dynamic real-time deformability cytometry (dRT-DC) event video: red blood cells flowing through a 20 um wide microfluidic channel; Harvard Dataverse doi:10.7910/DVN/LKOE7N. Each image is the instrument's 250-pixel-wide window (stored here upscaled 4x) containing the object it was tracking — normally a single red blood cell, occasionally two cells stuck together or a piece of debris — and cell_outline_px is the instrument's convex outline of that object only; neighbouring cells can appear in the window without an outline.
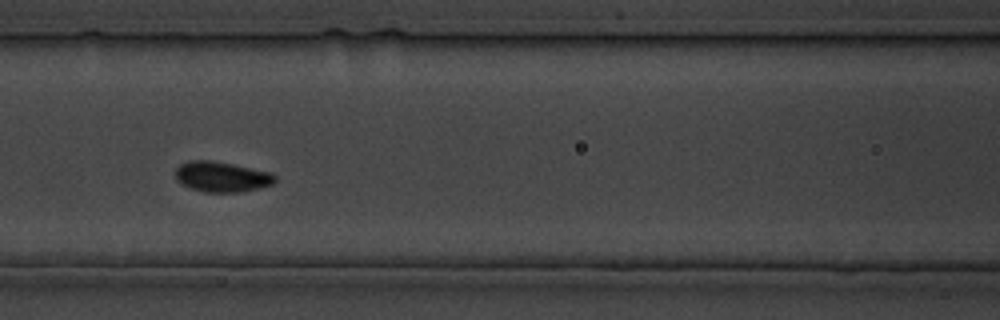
{"species": "common noctule bat (a hibernating species)", "species_latin": "Nyctalus noctula", "temperature_condition": "cold", "stored_images_in_passage": 25, "camera_frame_rate_fps": 3000, "um_per_image_px": 0.085, "animal": {"sex": "male", "body_mass_g": 19.5, "forearm_length_mm": 54.6}, "frame": {"image": 1, "passage_image": 11, "time_ms": 12.667, "image_size_px": [1000, 320], "cell_outline_px": [[276, 180], [272, 184], [240, 192], [204, 192], [192, 188], [176, 180], [176, 168], [180, 164], [188, 160], [212, 160], [272, 172], [276, 176]], "centroid_in_image_um": [18.85, 15.01], "position_along_channel_um": 147.8, "area_um2": 17.51}}